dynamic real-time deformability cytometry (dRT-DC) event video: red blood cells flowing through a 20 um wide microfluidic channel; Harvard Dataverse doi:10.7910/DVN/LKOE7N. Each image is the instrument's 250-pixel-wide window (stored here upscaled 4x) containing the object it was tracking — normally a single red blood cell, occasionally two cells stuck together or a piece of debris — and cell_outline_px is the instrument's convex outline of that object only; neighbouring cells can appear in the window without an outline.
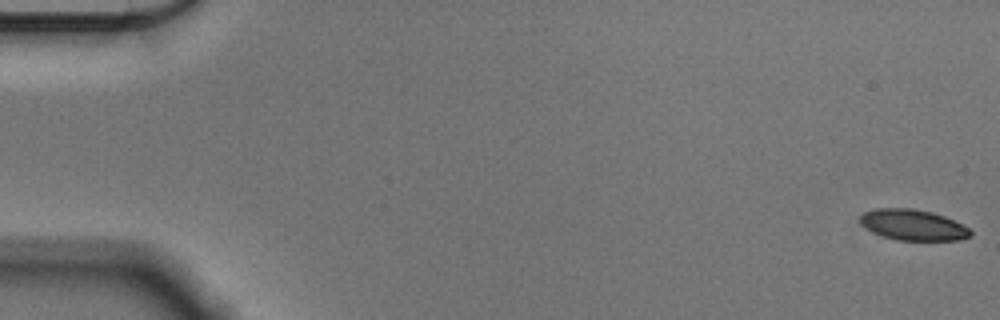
{"species": "Egyptian fruit bat (a non-hibernating species)", "species_latin": "Rousettus aegyptiacus", "temperature_condition": "cold", "stored_images_in_passage": 16, "camera_frame_rate_fps": 3000, "um_per_image_px": 0.085, "animal": {"sex": "male"}, "frame": {"image": 1, "passage_image": 1, "time_ms": 0.0, "image_size_px": [1000, 320], "cell_outline_px": [[972, 236], [960, 240], [896, 240], [872, 232], [864, 228], [860, 224], [860, 216], [864, 212], [876, 208], [912, 208], [932, 212], [944, 216], [968, 228], [972, 232]], "centroid_in_image_um": [77.57, 19.12], "position_along_channel_um": 7.4, "area_um2": 19.83}}